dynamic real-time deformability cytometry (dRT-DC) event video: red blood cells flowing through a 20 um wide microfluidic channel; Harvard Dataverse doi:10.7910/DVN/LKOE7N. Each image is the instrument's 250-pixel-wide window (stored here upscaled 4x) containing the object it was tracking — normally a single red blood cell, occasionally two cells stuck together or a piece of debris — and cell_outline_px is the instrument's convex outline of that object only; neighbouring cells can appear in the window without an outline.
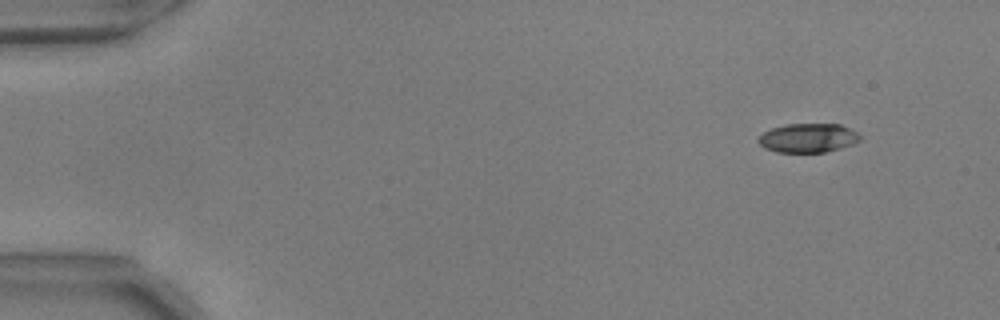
{"species": "common noctule bat (a hibernating species)", "species_latin": "Nyctalus noctula", "temperature_condition": "warm", "stored_images_in_passage": 51, "camera_frame_rate_fps": 3000, "um_per_image_px": 0.085, "animal": {"sex": "male", "body_mass_g": 17.9, "forearm_length_mm": 54.2}, "frame": {"image": 1, "passage_image": 1, "time_ms": 0.0, "image_size_px": [1000, 320], "cell_outline_px": [[860, 140], [852, 144], [840, 148], [824, 152], [776, 152], [764, 148], [756, 140], [764, 132], [772, 128], [788, 124], [840, 124], [856, 132], [860, 136]], "centroid_in_image_um": [68.66, 11.73], "position_along_channel_um": 16.3, "area_um2": 17.05}}
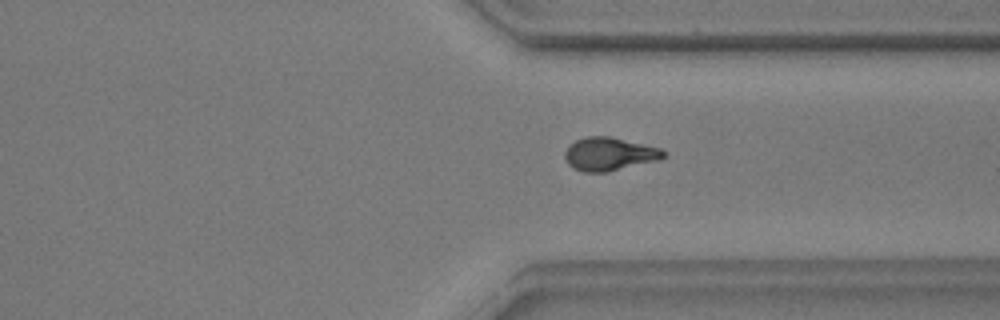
{"frame": {"image": 2, "passage_image": 38, "time_ms": 12.333, "image_size_px": [1000, 320], "cell_outline_px": [[668, 156], [660, 160], [608, 172], [584, 172], [572, 168], [564, 160], [564, 152], [568, 144], [584, 136], [608, 136], [644, 144], [660, 148], [668, 152]], "centroid_in_image_um": [51.79, 13.1], "position_along_channel_um": 359.6, "area_um2": 19.54}}
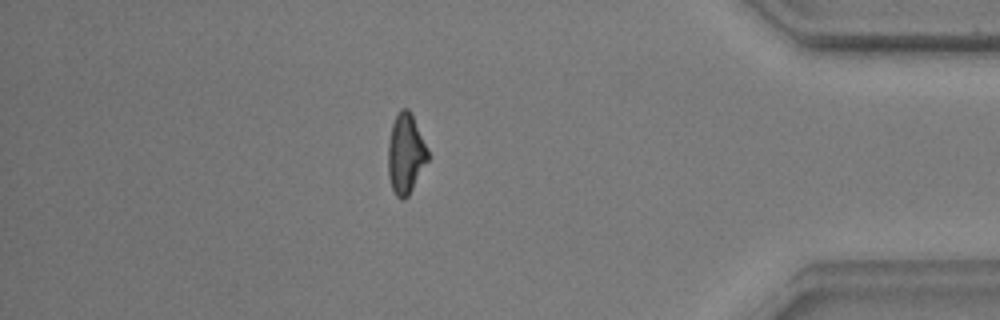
{"frame": {"image": 3, "passage_image": 44, "time_ms": 14.333, "image_size_px": [1000, 320], "cell_outline_px": [[428, 160], [408, 196], [404, 200], [400, 200], [396, 196], [392, 188], [388, 176], [388, 144], [392, 124], [400, 108], [408, 108], [428, 148]], "centroid_in_image_um": [34.47, 13.09], "position_along_channel_um": 400.7, "area_um2": 18.44}, "authors_computed_cell_mechanics": {"area_um2": 18.4382, "velocity_mm_per_s": 3.7048, "shape_relaxation_time_tau1_ms": 6.236, "shape_relaxation_time_tau2_ms": 3.624, "deformation_change_tau1": 0.1996, "deformation_change_tau2": 0.1118}}